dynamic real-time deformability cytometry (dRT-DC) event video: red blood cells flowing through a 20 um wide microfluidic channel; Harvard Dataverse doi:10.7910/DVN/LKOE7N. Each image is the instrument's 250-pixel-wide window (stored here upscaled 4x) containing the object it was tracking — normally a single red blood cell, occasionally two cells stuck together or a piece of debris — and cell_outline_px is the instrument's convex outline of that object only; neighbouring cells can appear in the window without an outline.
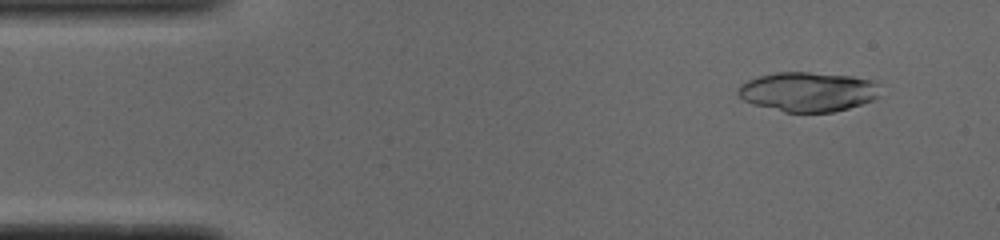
{"species": "common noctule bat (a hibernating species)", "species_latin": "Nyctalus noctula", "temperature_condition": "cold", "stored_images_in_passage": 51, "camera_frame_rate_fps": 3000, "um_per_image_px": 0.085, "animal": {"sex": "male", "body_mass_g": 19.0, "forearm_length_mm": 50.8}, "frame": {"image": 1, "passage_image": 5, "time_ms": 1.333, "image_size_px": [1000, 240], "cell_outline_px": [[876, 96], [872, 100], [848, 108], [832, 112], [784, 112], [752, 104], [744, 100], [736, 92], [740, 84], [748, 80], [760, 76], [776, 72], [808, 72], [852, 76], [868, 80], [876, 84]], "centroid_in_image_um": [68.59, 7.8], "position_along_channel_um": 16.4, "area_um2": 32.31}}
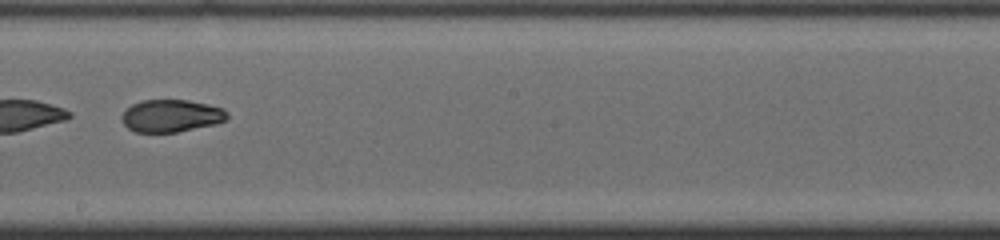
{"frame": {"image": 2, "passage_image": 29, "time_ms": 9.333, "image_size_px": [1000, 240], "cell_outline_px": [[228, 120], [216, 124], [176, 132], [136, 132], [128, 128], [120, 120], [120, 116], [132, 104], [144, 100], [188, 100], [208, 104], [224, 108], [228, 112]], "centroid_in_image_um": [14.58, 9.84], "position_along_channel_um": 233.6, "area_um2": 20.06}}
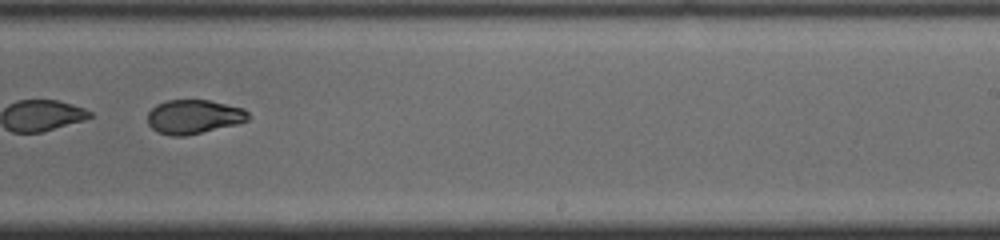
{"frame": {"image": 3, "passage_image": 32, "time_ms": 10.333, "image_size_px": [1000, 240], "cell_outline_px": [[252, 116], [248, 120], [236, 124], [184, 136], [172, 136], [156, 132], [148, 124], [148, 112], [156, 104], [168, 100], [208, 100], [244, 108]], "centroid_in_image_um": [16.47, 9.92], "position_along_channel_um": 272.5, "area_um2": 20.0}}